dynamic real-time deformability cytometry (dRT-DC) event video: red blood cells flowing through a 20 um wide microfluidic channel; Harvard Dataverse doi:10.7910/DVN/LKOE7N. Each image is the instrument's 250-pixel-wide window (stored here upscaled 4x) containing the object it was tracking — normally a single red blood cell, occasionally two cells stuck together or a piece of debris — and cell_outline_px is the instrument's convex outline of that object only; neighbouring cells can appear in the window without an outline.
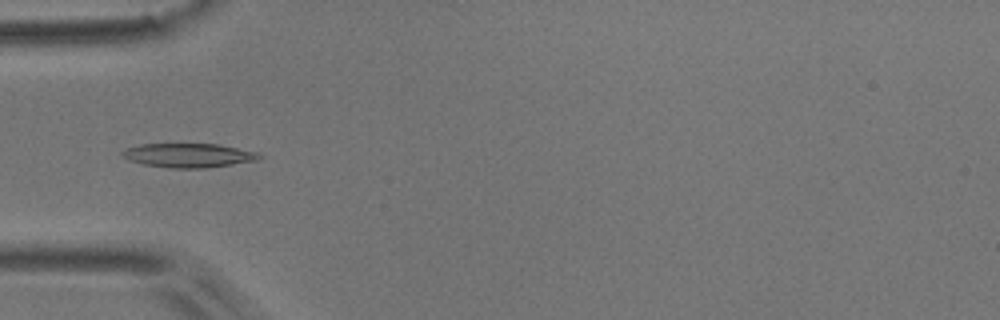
{"species": "common noctule bat (a hibernating species)", "species_latin": "Nyctalus noctula", "temperature_condition": "room temperature", "stored_images_in_passage": 7, "camera_frame_rate_fps": 3000, "um_per_image_px": 0.085, "animal": {"sex": "male", "body_mass_g": 17.9}, "frame": {"image": 1, "passage_image": 4, "time_ms": 1.0, "image_size_px": [1000, 320], "cell_outline_px": [[264, 156], [256, 160], [232, 164], [204, 168], [168, 168], [144, 164], [128, 160], [120, 152], [124, 148], [140, 144], [216, 144], [260, 152]], "centroid_in_image_um": [16.02, 13.2], "position_along_channel_um": 69.0, "area_um2": 19.25}}
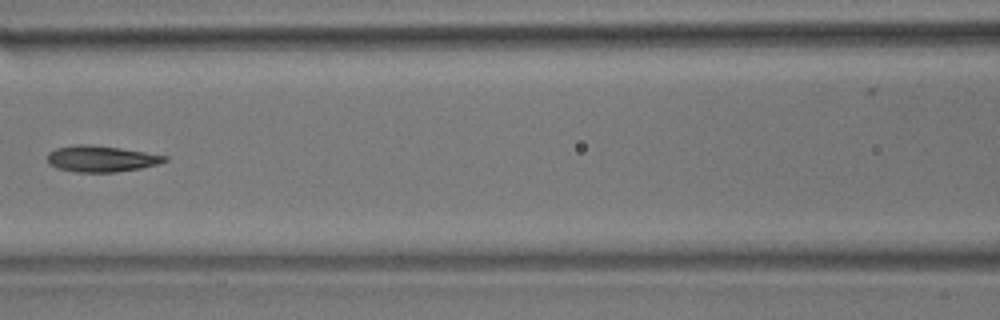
{"frame": {"image": 2, "passage_image": 6, "time_ms": 1.667, "image_size_px": [1000, 320], "cell_outline_px": [[168, 160], [156, 164], [140, 168], [116, 172], [76, 172], [56, 168], [48, 164], [48, 152], [56, 148], [76, 144], [88, 144], [120, 148], [168, 156]], "centroid_in_image_um": [8.56, 13.49], "position_along_channel_um": 158.0, "area_um2": 17.86}}
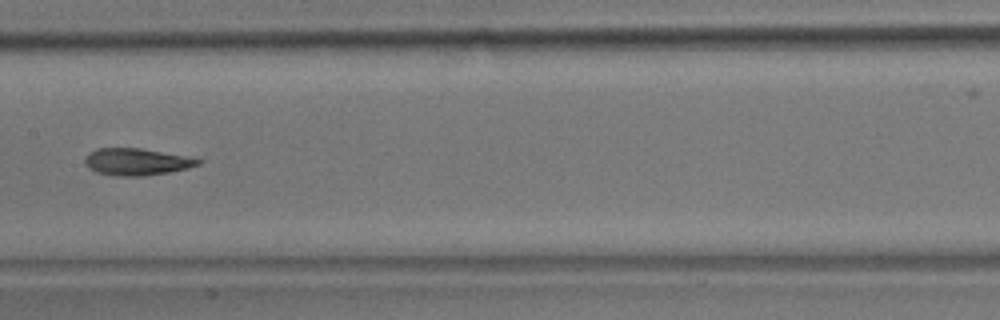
{"frame": {"image": 3, "passage_image": 7, "time_ms": 2.0, "image_size_px": [1000, 320], "cell_outline_px": [[204, 160], [200, 164], [188, 168], [168, 172], [144, 176], [116, 176], [96, 172], [88, 168], [84, 164], [84, 160], [88, 152], [96, 148], [140, 148], [184, 156]], "centroid_in_image_um": [11.56, 13.75], "position_along_channel_um": 195.8, "area_um2": 17.8}}